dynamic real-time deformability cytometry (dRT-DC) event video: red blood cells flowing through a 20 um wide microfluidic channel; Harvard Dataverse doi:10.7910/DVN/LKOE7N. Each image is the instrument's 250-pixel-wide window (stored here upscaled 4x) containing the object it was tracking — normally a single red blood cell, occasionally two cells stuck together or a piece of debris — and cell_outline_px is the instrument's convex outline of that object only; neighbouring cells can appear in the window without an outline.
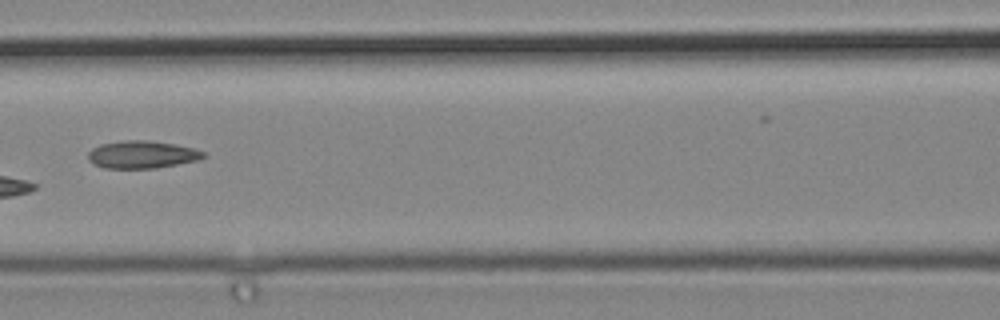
{"species": "common noctule bat (a hibernating species)", "species_latin": "Nyctalus noctula", "temperature_condition": "cold", "stored_images_in_passage": 6, "camera_frame_rate_fps": 3000, "um_per_image_px": 0.085, "animal": {"sex": "male", "body_mass_g": 19.2, "forearm_length_mm": 51.8}, "frame": {"image": 1, "passage_image": 6, "time_ms": 1.667, "image_size_px": [1000, 320], "cell_outline_px": [[208, 156], [200, 160], [156, 168], [104, 168], [88, 160], [88, 152], [92, 148], [100, 144], [124, 140], [144, 140], [172, 144], [192, 148], [204, 152]], "centroid_in_image_um": [12.08, 13.14], "position_along_channel_um": 154.5, "area_um2": 18.44}}